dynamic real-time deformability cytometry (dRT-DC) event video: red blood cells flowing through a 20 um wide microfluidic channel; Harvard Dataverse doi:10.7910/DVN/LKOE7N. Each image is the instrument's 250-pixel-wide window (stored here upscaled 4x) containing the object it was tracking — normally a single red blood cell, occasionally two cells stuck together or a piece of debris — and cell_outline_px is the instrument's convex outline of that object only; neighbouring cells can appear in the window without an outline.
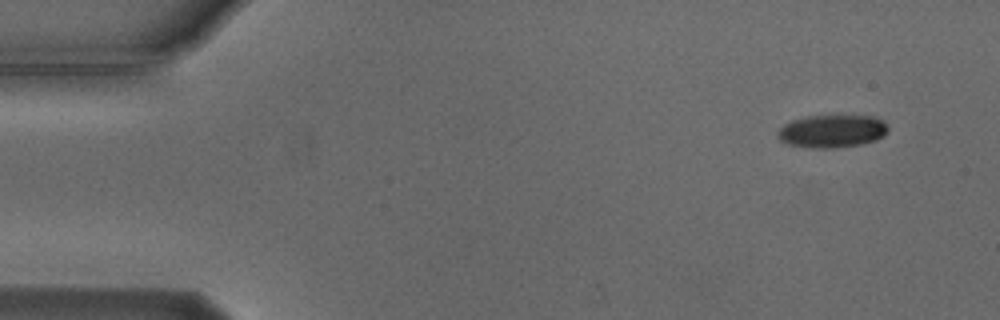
{"species": "Egyptian fruit bat (a non-hibernating species)", "species_latin": "Rousettus aegyptiacus", "temperature_condition": "cold", "stored_images_in_passage": 4, "camera_frame_rate_fps": 3000, "um_per_image_px": 0.085, "animal": {"sex": "male"}, "frame": {"image": 1, "passage_image": 1, "time_ms": 0.0, "image_size_px": [1000, 320], "cell_outline_px": [[888, 132], [884, 136], [876, 140], [860, 144], [832, 148], [812, 148], [788, 144], [780, 140], [780, 128], [784, 124], [792, 120], [804, 116], [872, 116], [884, 120], [888, 128]], "centroid_in_image_um": [70.77, 11.14], "position_along_channel_um": 14.2, "area_um2": 20.98}}
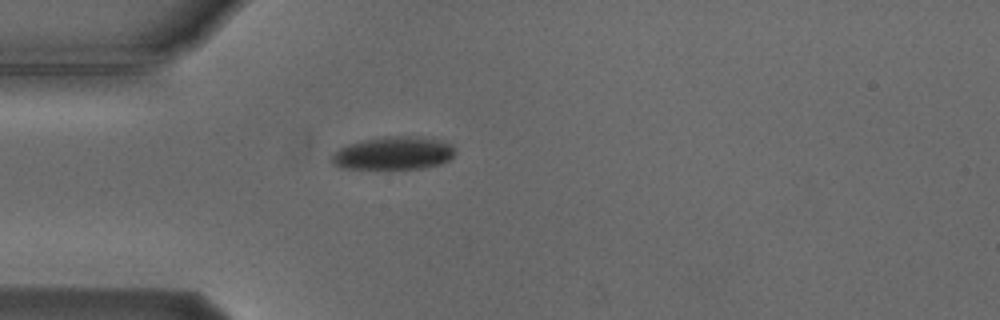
{"frame": {"image": 2, "passage_image": 4, "time_ms": 3.667, "image_size_px": [1000, 320], "cell_outline_px": [[456, 152], [448, 160], [440, 164], [424, 168], [340, 168], [332, 160], [332, 156], [340, 148], [348, 144], [364, 140], [384, 136], [420, 136], [444, 140], [452, 144], [456, 148]], "centroid_in_image_um": [33.53, 13.0], "position_along_channel_um": 51.5, "area_um2": 23.7}}